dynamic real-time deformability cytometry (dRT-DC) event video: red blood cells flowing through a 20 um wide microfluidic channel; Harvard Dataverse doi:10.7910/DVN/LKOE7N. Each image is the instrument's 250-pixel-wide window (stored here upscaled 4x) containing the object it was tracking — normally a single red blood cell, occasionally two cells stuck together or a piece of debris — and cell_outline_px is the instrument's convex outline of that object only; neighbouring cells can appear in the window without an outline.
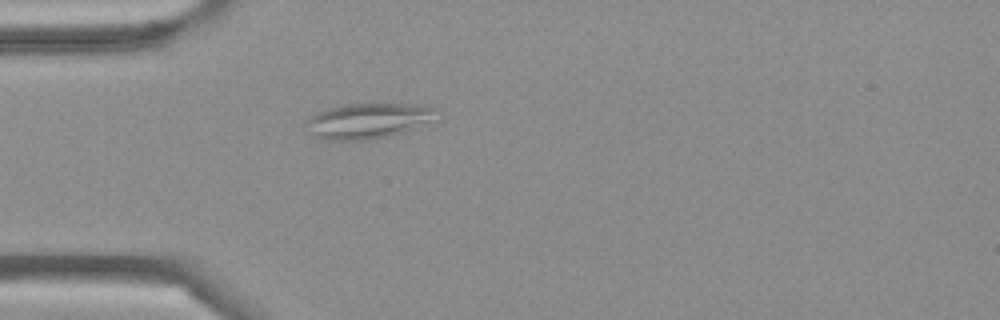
{"species": "Egyptian fruit bat (a non-hibernating species)", "species_latin": "Rousettus aegyptiacus", "temperature_condition": "cold", "stored_images_in_passage": 2, "camera_frame_rate_fps": 3000, "um_per_image_px": 0.085, "frame": {"image": 1, "passage_image": 2, "time_ms": 0.333, "image_size_px": [1000, 320], "cell_outline_px": [[440, 120], [416, 128], [388, 136], [368, 140], [328, 140], [316, 136], [304, 124], [304, 120], [316, 112], [328, 108], [344, 104], [424, 104], [436, 108]], "centroid_in_image_um": [31.38, 10.25], "position_along_channel_um": 53.6, "area_um2": 27.4}}